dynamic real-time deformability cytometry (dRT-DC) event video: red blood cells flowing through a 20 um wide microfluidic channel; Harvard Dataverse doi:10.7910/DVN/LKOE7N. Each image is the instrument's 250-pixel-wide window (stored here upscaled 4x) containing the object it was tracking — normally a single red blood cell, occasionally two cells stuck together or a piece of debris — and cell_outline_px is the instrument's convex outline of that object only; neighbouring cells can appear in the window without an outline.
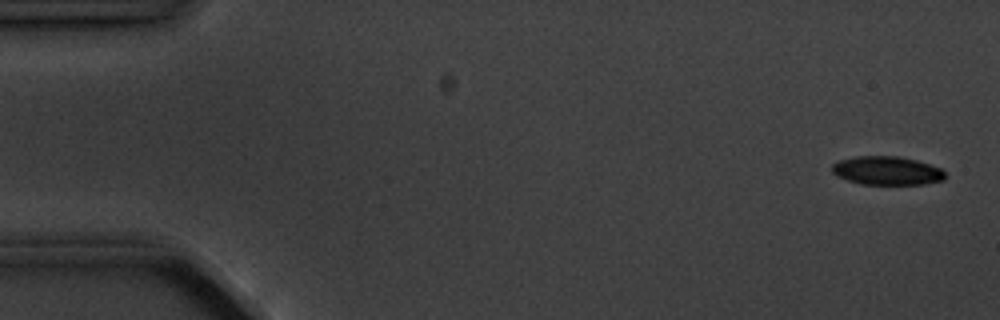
{"species": "common noctule bat (a hibernating species)", "species_latin": "Nyctalus noctula", "temperature_condition": "cold", "stored_images_in_passage": 4, "camera_frame_rate_fps": 3000, "um_per_image_px": 0.085, "animal": {"sex": "male", "body_mass_g": 20.1, "forearm_length_mm": 53.5}, "frame": {"image": 1, "passage_image": 1, "time_ms": 0.0, "image_size_px": [1000, 320], "cell_outline_px": [[944, 180], [924, 184], [860, 184], [848, 180], [832, 172], [832, 164], [840, 160], [856, 156], [900, 156], [916, 160], [940, 168], [944, 172]], "centroid_in_image_um": [75.39, 14.5], "position_along_channel_um": 9.6, "area_um2": 18.67}}